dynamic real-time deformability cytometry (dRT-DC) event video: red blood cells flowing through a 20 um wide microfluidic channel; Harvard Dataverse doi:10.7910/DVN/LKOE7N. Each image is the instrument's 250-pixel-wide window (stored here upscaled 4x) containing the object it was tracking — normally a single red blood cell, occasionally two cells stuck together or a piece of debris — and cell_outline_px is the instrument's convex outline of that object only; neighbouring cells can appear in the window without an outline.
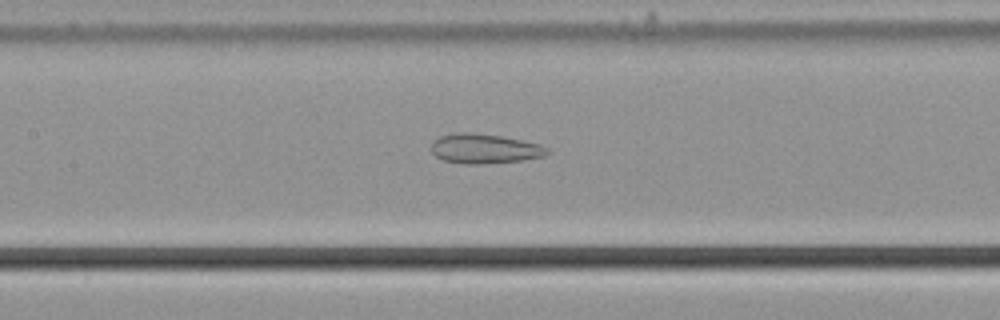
{"species": "common noctule bat (a hibernating species)", "species_latin": "Nyctalus noctula", "temperature_condition": "cold", "stored_images_in_passage": 44, "camera_frame_rate_fps": 3000, "um_per_image_px": 0.085, "animal": {"sex": "male", "body_mass_g": 21.5, "forearm_length_mm": 52.0}, "frame": {"image": 1, "passage_image": 15, "time_ms": 4.667, "image_size_px": [1000, 320], "cell_outline_px": [[552, 152], [544, 156], [524, 160], [476, 164], [468, 164], [444, 160], [436, 156], [432, 152], [432, 140], [440, 136], [456, 132], [472, 132], [500, 136], [540, 144], [548, 148]], "centroid_in_image_um": [41.2, 12.63], "position_along_channel_um": 166.2, "area_um2": 20.0}}
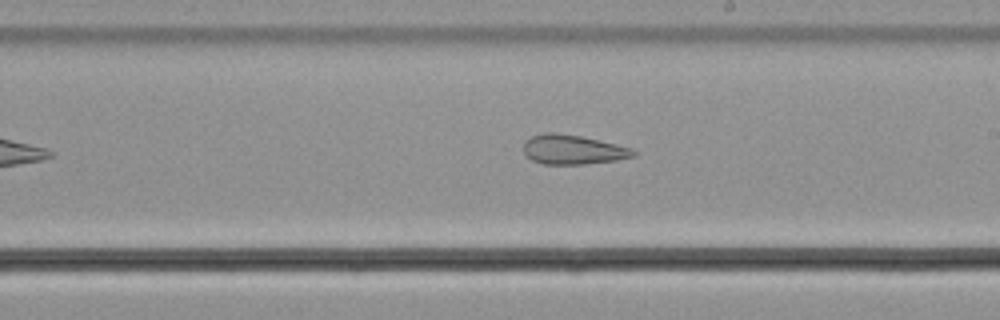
{"frame": {"image": 2, "passage_image": 21, "time_ms": 6.667, "image_size_px": [1000, 320], "cell_outline_px": [[636, 156], [616, 160], [584, 164], [544, 164], [532, 160], [524, 152], [524, 140], [532, 136], [544, 132], [556, 132], [580, 136], [616, 144], [632, 148], [636, 152]], "centroid_in_image_um": [48.69, 12.71], "position_along_channel_um": 240.3, "area_um2": 18.84}}
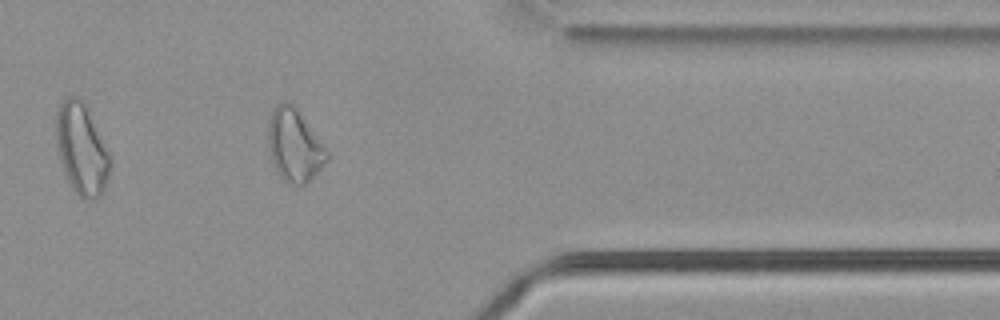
{"frame": {"image": 3, "passage_image": 34, "time_ms": 11.0, "image_size_px": [1000, 320], "cell_outline_px": [[328, 160], [304, 184], [288, 184], [280, 176], [272, 160], [268, 144], [268, 120], [276, 104], [284, 100], [288, 100], [296, 108], [328, 152]], "centroid_in_image_um": [24.99, 12.32], "position_along_channel_um": 386.4, "area_um2": 24.28}, "authors_computed_cell_mechanics": {"area_um2": 23.6691, "velocity_mm_per_s": 3.7147, "shape_relaxation_time_tau1_ms": null, "shape_relaxation_time_tau2_ms": 2.7874, "deformation_change_tau1": null, "deformation_change_tau2": 0.1107}}